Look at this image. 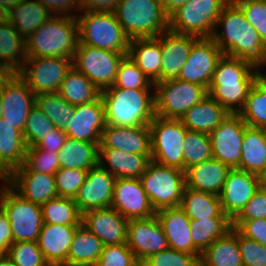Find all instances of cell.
I'll return each instance as SVG.
<instances>
[{
	"mask_svg": "<svg viewBox=\"0 0 266 266\" xmlns=\"http://www.w3.org/2000/svg\"><path fill=\"white\" fill-rule=\"evenodd\" d=\"M220 26L224 31H216ZM211 38L223 55L251 61L260 68L266 63V46L258 31L232 0L223 8Z\"/></svg>",
	"mask_w": 266,
	"mask_h": 266,
	"instance_id": "6da1fadb",
	"label": "cell"
},
{
	"mask_svg": "<svg viewBox=\"0 0 266 266\" xmlns=\"http://www.w3.org/2000/svg\"><path fill=\"white\" fill-rule=\"evenodd\" d=\"M259 69L251 61L222 55L208 86V94L229 113H239L249 89L262 73Z\"/></svg>",
	"mask_w": 266,
	"mask_h": 266,
	"instance_id": "7a4b0ae2",
	"label": "cell"
},
{
	"mask_svg": "<svg viewBox=\"0 0 266 266\" xmlns=\"http://www.w3.org/2000/svg\"><path fill=\"white\" fill-rule=\"evenodd\" d=\"M149 91L116 86L102 90L106 124L122 127L149 125L156 116L154 92L151 95Z\"/></svg>",
	"mask_w": 266,
	"mask_h": 266,
	"instance_id": "3957f363",
	"label": "cell"
},
{
	"mask_svg": "<svg viewBox=\"0 0 266 266\" xmlns=\"http://www.w3.org/2000/svg\"><path fill=\"white\" fill-rule=\"evenodd\" d=\"M77 15L55 14L26 40L27 58L73 59L79 42Z\"/></svg>",
	"mask_w": 266,
	"mask_h": 266,
	"instance_id": "277c9868",
	"label": "cell"
},
{
	"mask_svg": "<svg viewBox=\"0 0 266 266\" xmlns=\"http://www.w3.org/2000/svg\"><path fill=\"white\" fill-rule=\"evenodd\" d=\"M114 13L130 39L158 37L168 29L160 0H120Z\"/></svg>",
	"mask_w": 266,
	"mask_h": 266,
	"instance_id": "5b68a950",
	"label": "cell"
},
{
	"mask_svg": "<svg viewBox=\"0 0 266 266\" xmlns=\"http://www.w3.org/2000/svg\"><path fill=\"white\" fill-rule=\"evenodd\" d=\"M76 18L78 44L128 55L131 39L125 34L114 12H86Z\"/></svg>",
	"mask_w": 266,
	"mask_h": 266,
	"instance_id": "8992f818",
	"label": "cell"
},
{
	"mask_svg": "<svg viewBox=\"0 0 266 266\" xmlns=\"http://www.w3.org/2000/svg\"><path fill=\"white\" fill-rule=\"evenodd\" d=\"M140 180L155 212L181 205L185 171L151 160Z\"/></svg>",
	"mask_w": 266,
	"mask_h": 266,
	"instance_id": "52a82bcc",
	"label": "cell"
},
{
	"mask_svg": "<svg viewBox=\"0 0 266 266\" xmlns=\"http://www.w3.org/2000/svg\"><path fill=\"white\" fill-rule=\"evenodd\" d=\"M230 0H189L168 17V29L198 38L211 37Z\"/></svg>",
	"mask_w": 266,
	"mask_h": 266,
	"instance_id": "ba28073f",
	"label": "cell"
},
{
	"mask_svg": "<svg viewBox=\"0 0 266 266\" xmlns=\"http://www.w3.org/2000/svg\"><path fill=\"white\" fill-rule=\"evenodd\" d=\"M0 207L10 222L14 242H37L43 226L40 205L24 199L7 183L0 189Z\"/></svg>",
	"mask_w": 266,
	"mask_h": 266,
	"instance_id": "9c48e42d",
	"label": "cell"
},
{
	"mask_svg": "<svg viewBox=\"0 0 266 266\" xmlns=\"http://www.w3.org/2000/svg\"><path fill=\"white\" fill-rule=\"evenodd\" d=\"M153 87L155 115L164 118L180 119L208 95L204 86L177 78L156 82Z\"/></svg>",
	"mask_w": 266,
	"mask_h": 266,
	"instance_id": "30bf717a",
	"label": "cell"
},
{
	"mask_svg": "<svg viewBox=\"0 0 266 266\" xmlns=\"http://www.w3.org/2000/svg\"><path fill=\"white\" fill-rule=\"evenodd\" d=\"M151 160L183 170V147L188 131L180 119L155 116L149 124Z\"/></svg>",
	"mask_w": 266,
	"mask_h": 266,
	"instance_id": "8fae6325",
	"label": "cell"
},
{
	"mask_svg": "<svg viewBox=\"0 0 266 266\" xmlns=\"http://www.w3.org/2000/svg\"><path fill=\"white\" fill-rule=\"evenodd\" d=\"M125 56L124 53L78 44L72 66L102 91L114 84L119 64Z\"/></svg>",
	"mask_w": 266,
	"mask_h": 266,
	"instance_id": "7c38bea8",
	"label": "cell"
},
{
	"mask_svg": "<svg viewBox=\"0 0 266 266\" xmlns=\"http://www.w3.org/2000/svg\"><path fill=\"white\" fill-rule=\"evenodd\" d=\"M71 67V58L33 57L26 58L17 74L26 82L28 88L38 95L58 92Z\"/></svg>",
	"mask_w": 266,
	"mask_h": 266,
	"instance_id": "4fadbf2b",
	"label": "cell"
},
{
	"mask_svg": "<svg viewBox=\"0 0 266 266\" xmlns=\"http://www.w3.org/2000/svg\"><path fill=\"white\" fill-rule=\"evenodd\" d=\"M2 118L23 132L30 110L35 105V94L17 73L0 75Z\"/></svg>",
	"mask_w": 266,
	"mask_h": 266,
	"instance_id": "5bb4252c",
	"label": "cell"
},
{
	"mask_svg": "<svg viewBox=\"0 0 266 266\" xmlns=\"http://www.w3.org/2000/svg\"><path fill=\"white\" fill-rule=\"evenodd\" d=\"M247 124L238 113H230L210 134L212 157L231 169L240 165L242 141Z\"/></svg>",
	"mask_w": 266,
	"mask_h": 266,
	"instance_id": "9a60e30c",
	"label": "cell"
},
{
	"mask_svg": "<svg viewBox=\"0 0 266 266\" xmlns=\"http://www.w3.org/2000/svg\"><path fill=\"white\" fill-rule=\"evenodd\" d=\"M222 55V51L211 37L198 38L193 43L177 79L196 83L208 89L217 62Z\"/></svg>",
	"mask_w": 266,
	"mask_h": 266,
	"instance_id": "2e32d148",
	"label": "cell"
},
{
	"mask_svg": "<svg viewBox=\"0 0 266 266\" xmlns=\"http://www.w3.org/2000/svg\"><path fill=\"white\" fill-rule=\"evenodd\" d=\"M127 246L132 250L138 262H143L151 255L169 247L156 215L128 221Z\"/></svg>",
	"mask_w": 266,
	"mask_h": 266,
	"instance_id": "e0dca14e",
	"label": "cell"
},
{
	"mask_svg": "<svg viewBox=\"0 0 266 266\" xmlns=\"http://www.w3.org/2000/svg\"><path fill=\"white\" fill-rule=\"evenodd\" d=\"M261 185V176L237 168L231 169L219 195L223 212L233 220Z\"/></svg>",
	"mask_w": 266,
	"mask_h": 266,
	"instance_id": "ac0fdd59",
	"label": "cell"
},
{
	"mask_svg": "<svg viewBox=\"0 0 266 266\" xmlns=\"http://www.w3.org/2000/svg\"><path fill=\"white\" fill-rule=\"evenodd\" d=\"M128 221L155 216L140 179L117 178L111 206Z\"/></svg>",
	"mask_w": 266,
	"mask_h": 266,
	"instance_id": "d6986e66",
	"label": "cell"
},
{
	"mask_svg": "<svg viewBox=\"0 0 266 266\" xmlns=\"http://www.w3.org/2000/svg\"><path fill=\"white\" fill-rule=\"evenodd\" d=\"M115 177L99 164L88 170L74 202L81 214L93 209L109 208L113 200Z\"/></svg>",
	"mask_w": 266,
	"mask_h": 266,
	"instance_id": "ffe728a7",
	"label": "cell"
},
{
	"mask_svg": "<svg viewBox=\"0 0 266 266\" xmlns=\"http://www.w3.org/2000/svg\"><path fill=\"white\" fill-rule=\"evenodd\" d=\"M64 132L68 138L89 143H100L106 126L105 109L101 96L90 103L75 106Z\"/></svg>",
	"mask_w": 266,
	"mask_h": 266,
	"instance_id": "44dd1931",
	"label": "cell"
},
{
	"mask_svg": "<svg viewBox=\"0 0 266 266\" xmlns=\"http://www.w3.org/2000/svg\"><path fill=\"white\" fill-rule=\"evenodd\" d=\"M128 220L112 207L93 209L82 214L81 224L106 245L127 243Z\"/></svg>",
	"mask_w": 266,
	"mask_h": 266,
	"instance_id": "7402d4cb",
	"label": "cell"
},
{
	"mask_svg": "<svg viewBox=\"0 0 266 266\" xmlns=\"http://www.w3.org/2000/svg\"><path fill=\"white\" fill-rule=\"evenodd\" d=\"M99 149H120L138 155H151L149 125L122 127L106 124L101 134Z\"/></svg>",
	"mask_w": 266,
	"mask_h": 266,
	"instance_id": "603a6c76",
	"label": "cell"
},
{
	"mask_svg": "<svg viewBox=\"0 0 266 266\" xmlns=\"http://www.w3.org/2000/svg\"><path fill=\"white\" fill-rule=\"evenodd\" d=\"M8 184L24 199L42 206L58 196L55 175L31 170H14L8 176Z\"/></svg>",
	"mask_w": 266,
	"mask_h": 266,
	"instance_id": "cb8c5ba5",
	"label": "cell"
},
{
	"mask_svg": "<svg viewBox=\"0 0 266 266\" xmlns=\"http://www.w3.org/2000/svg\"><path fill=\"white\" fill-rule=\"evenodd\" d=\"M79 225L43 223L37 244L50 266H63Z\"/></svg>",
	"mask_w": 266,
	"mask_h": 266,
	"instance_id": "d4e9b609",
	"label": "cell"
},
{
	"mask_svg": "<svg viewBox=\"0 0 266 266\" xmlns=\"http://www.w3.org/2000/svg\"><path fill=\"white\" fill-rule=\"evenodd\" d=\"M155 215L163 228L170 248L194 255H201L193 246L190 235L191 220L180 206L158 210Z\"/></svg>",
	"mask_w": 266,
	"mask_h": 266,
	"instance_id": "484cf974",
	"label": "cell"
},
{
	"mask_svg": "<svg viewBox=\"0 0 266 266\" xmlns=\"http://www.w3.org/2000/svg\"><path fill=\"white\" fill-rule=\"evenodd\" d=\"M197 39L198 37L176 33L169 29L161 33V81L178 77Z\"/></svg>",
	"mask_w": 266,
	"mask_h": 266,
	"instance_id": "4316f807",
	"label": "cell"
},
{
	"mask_svg": "<svg viewBox=\"0 0 266 266\" xmlns=\"http://www.w3.org/2000/svg\"><path fill=\"white\" fill-rule=\"evenodd\" d=\"M230 170L212 157L185 170L186 187L219 196Z\"/></svg>",
	"mask_w": 266,
	"mask_h": 266,
	"instance_id": "83f0119b",
	"label": "cell"
},
{
	"mask_svg": "<svg viewBox=\"0 0 266 266\" xmlns=\"http://www.w3.org/2000/svg\"><path fill=\"white\" fill-rule=\"evenodd\" d=\"M98 161L99 165L116 179H140L151 161V155H138L120 149H99Z\"/></svg>",
	"mask_w": 266,
	"mask_h": 266,
	"instance_id": "f1b7e54d",
	"label": "cell"
},
{
	"mask_svg": "<svg viewBox=\"0 0 266 266\" xmlns=\"http://www.w3.org/2000/svg\"><path fill=\"white\" fill-rule=\"evenodd\" d=\"M128 56L153 84L161 81V34L131 39Z\"/></svg>",
	"mask_w": 266,
	"mask_h": 266,
	"instance_id": "f546056e",
	"label": "cell"
},
{
	"mask_svg": "<svg viewBox=\"0 0 266 266\" xmlns=\"http://www.w3.org/2000/svg\"><path fill=\"white\" fill-rule=\"evenodd\" d=\"M230 113L210 94L193 105L181 118L189 131L210 134Z\"/></svg>",
	"mask_w": 266,
	"mask_h": 266,
	"instance_id": "4dcf8cb0",
	"label": "cell"
},
{
	"mask_svg": "<svg viewBox=\"0 0 266 266\" xmlns=\"http://www.w3.org/2000/svg\"><path fill=\"white\" fill-rule=\"evenodd\" d=\"M26 58V40L9 21L0 24V75L17 73Z\"/></svg>",
	"mask_w": 266,
	"mask_h": 266,
	"instance_id": "1f68e13d",
	"label": "cell"
},
{
	"mask_svg": "<svg viewBox=\"0 0 266 266\" xmlns=\"http://www.w3.org/2000/svg\"><path fill=\"white\" fill-rule=\"evenodd\" d=\"M237 169L263 176L266 173V129L245 127Z\"/></svg>",
	"mask_w": 266,
	"mask_h": 266,
	"instance_id": "d6a6232c",
	"label": "cell"
},
{
	"mask_svg": "<svg viewBox=\"0 0 266 266\" xmlns=\"http://www.w3.org/2000/svg\"><path fill=\"white\" fill-rule=\"evenodd\" d=\"M53 15L38 0H20L9 10L8 21L27 40Z\"/></svg>",
	"mask_w": 266,
	"mask_h": 266,
	"instance_id": "836d02e7",
	"label": "cell"
},
{
	"mask_svg": "<svg viewBox=\"0 0 266 266\" xmlns=\"http://www.w3.org/2000/svg\"><path fill=\"white\" fill-rule=\"evenodd\" d=\"M27 145L22 132L0 119V168L9 176L24 163Z\"/></svg>",
	"mask_w": 266,
	"mask_h": 266,
	"instance_id": "e575fe53",
	"label": "cell"
},
{
	"mask_svg": "<svg viewBox=\"0 0 266 266\" xmlns=\"http://www.w3.org/2000/svg\"><path fill=\"white\" fill-rule=\"evenodd\" d=\"M200 266H244L238 245V230L232 227L206 248L201 253Z\"/></svg>",
	"mask_w": 266,
	"mask_h": 266,
	"instance_id": "d590c367",
	"label": "cell"
},
{
	"mask_svg": "<svg viewBox=\"0 0 266 266\" xmlns=\"http://www.w3.org/2000/svg\"><path fill=\"white\" fill-rule=\"evenodd\" d=\"M103 247L102 241L80 224L70 245L67 262L63 266H95Z\"/></svg>",
	"mask_w": 266,
	"mask_h": 266,
	"instance_id": "8d00e7d4",
	"label": "cell"
},
{
	"mask_svg": "<svg viewBox=\"0 0 266 266\" xmlns=\"http://www.w3.org/2000/svg\"><path fill=\"white\" fill-rule=\"evenodd\" d=\"M180 207L190 220L229 218L222 210L219 196L185 187Z\"/></svg>",
	"mask_w": 266,
	"mask_h": 266,
	"instance_id": "74e56055",
	"label": "cell"
},
{
	"mask_svg": "<svg viewBox=\"0 0 266 266\" xmlns=\"http://www.w3.org/2000/svg\"><path fill=\"white\" fill-rule=\"evenodd\" d=\"M99 144L67 138L57 153L60 168L89 170L99 164Z\"/></svg>",
	"mask_w": 266,
	"mask_h": 266,
	"instance_id": "f35d334b",
	"label": "cell"
},
{
	"mask_svg": "<svg viewBox=\"0 0 266 266\" xmlns=\"http://www.w3.org/2000/svg\"><path fill=\"white\" fill-rule=\"evenodd\" d=\"M58 93L74 106L93 102L101 96V90L73 66L66 73Z\"/></svg>",
	"mask_w": 266,
	"mask_h": 266,
	"instance_id": "ab89813d",
	"label": "cell"
},
{
	"mask_svg": "<svg viewBox=\"0 0 266 266\" xmlns=\"http://www.w3.org/2000/svg\"><path fill=\"white\" fill-rule=\"evenodd\" d=\"M238 114L247 126L266 129V79L262 74L249 89L244 107Z\"/></svg>",
	"mask_w": 266,
	"mask_h": 266,
	"instance_id": "60d3db41",
	"label": "cell"
},
{
	"mask_svg": "<svg viewBox=\"0 0 266 266\" xmlns=\"http://www.w3.org/2000/svg\"><path fill=\"white\" fill-rule=\"evenodd\" d=\"M231 228L232 220L230 218L193 219L190 222L193 246L202 253Z\"/></svg>",
	"mask_w": 266,
	"mask_h": 266,
	"instance_id": "b9f144b4",
	"label": "cell"
},
{
	"mask_svg": "<svg viewBox=\"0 0 266 266\" xmlns=\"http://www.w3.org/2000/svg\"><path fill=\"white\" fill-rule=\"evenodd\" d=\"M35 105L61 130L66 129L75 110V106L68 103L58 92L35 95Z\"/></svg>",
	"mask_w": 266,
	"mask_h": 266,
	"instance_id": "7bdbcfd3",
	"label": "cell"
},
{
	"mask_svg": "<svg viewBox=\"0 0 266 266\" xmlns=\"http://www.w3.org/2000/svg\"><path fill=\"white\" fill-rule=\"evenodd\" d=\"M43 223L80 225L82 214L77 208L74 199L55 197L41 206Z\"/></svg>",
	"mask_w": 266,
	"mask_h": 266,
	"instance_id": "ee69618b",
	"label": "cell"
},
{
	"mask_svg": "<svg viewBox=\"0 0 266 266\" xmlns=\"http://www.w3.org/2000/svg\"><path fill=\"white\" fill-rule=\"evenodd\" d=\"M212 158L209 134L187 131L183 147V171L188 167Z\"/></svg>",
	"mask_w": 266,
	"mask_h": 266,
	"instance_id": "f6af8a7d",
	"label": "cell"
},
{
	"mask_svg": "<svg viewBox=\"0 0 266 266\" xmlns=\"http://www.w3.org/2000/svg\"><path fill=\"white\" fill-rule=\"evenodd\" d=\"M59 169L60 162L57 152H51L32 146L26 149L23 165L15 170H31L55 175Z\"/></svg>",
	"mask_w": 266,
	"mask_h": 266,
	"instance_id": "bcb514c9",
	"label": "cell"
},
{
	"mask_svg": "<svg viewBox=\"0 0 266 266\" xmlns=\"http://www.w3.org/2000/svg\"><path fill=\"white\" fill-rule=\"evenodd\" d=\"M112 86L124 89H150L154 84L126 55L119 64L118 73Z\"/></svg>",
	"mask_w": 266,
	"mask_h": 266,
	"instance_id": "7dc6e473",
	"label": "cell"
},
{
	"mask_svg": "<svg viewBox=\"0 0 266 266\" xmlns=\"http://www.w3.org/2000/svg\"><path fill=\"white\" fill-rule=\"evenodd\" d=\"M48 117L36 106L30 110L23 129V138L27 147L36 146L46 135L54 129Z\"/></svg>",
	"mask_w": 266,
	"mask_h": 266,
	"instance_id": "c3c4849f",
	"label": "cell"
},
{
	"mask_svg": "<svg viewBox=\"0 0 266 266\" xmlns=\"http://www.w3.org/2000/svg\"><path fill=\"white\" fill-rule=\"evenodd\" d=\"M7 256L15 266H50L34 241L13 242Z\"/></svg>",
	"mask_w": 266,
	"mask_h": 266,
	"instance_id": "681fc988",
	"label": "cell"
},
{
	"mask_svg": "<svg viewBox=\"0 0 266 266\" xmlns=\"http://www.w3.org/2000/svg\"><path fill=\"white\" fill-rule=\"evenodd\" d=\"M88 170L60 168L55 173V186L59 197L74 199L83 185Z\"/></svg>",
	"mask_w": 266,
	"mask_h": 266,
	"instance_id": "f907efd6",
	"label": "cell"
},
{
	"mask_svg": "<svg viewBox=\"0 0 266 266\" xmlns=\"http://www.w3.org/2000/svg\"><path fill=\"white\" fill-rule=\"evenodd\" d=\"M201 255L174 250L170 247L151 255L142 263L145 266H200Z\"/></svg>",
	"mask_w": 266,
	"mask_h": 266,
	"instance_id": "816d5d0a",
	"label": "cell"
},
{
	"mask_svg": "<svg viewBox=\"0 0 266 266\" xmlns=\"http://www.w3.org/2000/svg\"><path fill=\"white\" fill-rule=\"evenodd\" d=\"M256 29L266 46V0H232Z\"/></svg>",
	"mask_w": 266,
	"mask_h": 266,
	"instance_id": "f5cc1de1",
	"label": "cell"
},
{
	"mask_svg": "<svg viewBox=\"0 0 266 266\" xmlns=\"http://www.w3.org/2000/svg\"><path fill=\"white\" fill-rule=\"evenodd\" d=\"M138 261L127 243L106 245L95 266H135Z\"/></svg>",
	"mask_w": 266,
	"mask_h": 266,
	"instance_id": "db71d44e",
	"label": "cell"
},
{
	"mask_svg": "<svg viewBox=\"0 0 266 266\" xmlns=\"http://www.w3.org/2000/svg\"><path fill=\"white\" fill-rule=\"evenodd\" d=\"M238 245L244 266H266V246L238 231Z\"/></svg>",
	"mask_w": 266,
	"mask_h": 266,
	"instance_id": "11a10c76",
	"label": "cell"
},
{
	"mask_svg": "<svg viewBox=\"0 0 266 266\" xmlns=\"http://www.w3.org/2000/svg\"><path fill=\"white\" fill-rule=\"evenodd\" d=\"M266 219V186L254 193L250 201L233 220Z\"/></svg>",
	"mask_w": 266,
	"mask_h": 266,
	"instance_id": "9f6ffc18",
	"label": "cell"
},
{
	"mask_svg": "<svg viewBox=\"0 0 266 266\" xmlns=\"http://www.w3.org/2000/svg\"><path fill=\"white\" fill-rule=\"evenodd\" d=\"M232 227L243 236L266 246V219L232 220Z\"/></svg>",
	"mask_w": 266,
	"mask_h": 266,
	"instance_id": "6f0895ef",
	"label": "cell"
},
{
	"mask_svg": "<svg viewBox=\"0 0 266 266\" xmlns=\"http://www.w3.org/2000/svg\"><path fill=\"white\" fill-rule=\"evenodd\" d=\"M68 136L60 128L54 127L52 132L48 133L45 139L41 140L35 147L51 152H59L67 140Z\"/></svg>",
	"mask_w": 266,
	"mask_h": 266,
	"instance_id": "680465c9",
	"label": "cell"
},
{
	"mask_svg": "<svg viewBox=\"0 0 266 266\" xmlns=\"http://www.w3.org/2000/svg\"><path fill=\"white\" fill-rule=\"evenodd\" d=\"M13 242L10 222L6 213L0 207V256L8 254L9 247Z\"/></svg>",
	"mask_w": 266,
	"mask_h": 266,
	"instance_id": "91938a15",
	"label": "cell"
},
{
	"mask_svg": "<svg viewBox=\"0 0 266 266\" xmlns=\"http://www.w3.org/2000/svg\"><path fill=\"white\" fill-rule=\"evenodd\" d=\"M43 6H45L52 14L57 15H70L68 12L72 8H78L80 10V0H38Z\"/></svg>",
	"mask_w": 266,
	"mask_h": 266,
	"instance_id": "94428289",
	"label": "cell"
},
{
	"mask_svg": "<svg viewBox=\"0 0 266 266\" xmlns=\"http://www.w3.org/2000/svg\"><path fill=\"white\" fill-rule=\"evenodd\" d=\"M120 0H80V10L86 12H114Z\"/></svg>",
	"mask_w": 266,
	"mask_h": 266,
	"instance_id": "6125c7cd",
	"label": "cell"
},
{
	"mask_svg": "<svg viewBox=\"0 0 266 266\" xmlns=\"http://www.w3.org/2000/svg\"><path fill=\"white\" fill-rule=\"evenodd\" d=\"M189 0H160L161 6L165 14L169 17L179 7L186 4Z\"/></svg>",
	"mask_w": 266,
	"mask_h": 266,
	"instance_id": "be15d7a7",
	"label": "cell"
},
{
	"mask_svg": "<svg viewBox=\"0 0 266 266\" xmlns=\"http://www.w3.org/2000/svg\"><path fill=\"white\" fill-rule=\"evenodd\" d=\"M20 0H0V6L4 7L7 11H9L12 7H14Z\"/></svg>",
	"mask_w": 266,
	"mask_h": 266,
	"instance_id": "e7e4bbea",
	"label": "cell"
},
{
	"mask_svg": "<svg viewBox=\"0 0 266 266\" xmlns=\"http://www.w3.org/2000/svg\"><path fill=\"white\" fill-rule=\"evenodd\" d=\"M0 266H15L12 260L7 256H0Z\"/></svg>",
	"mask_w": 266,
	"mask_h": 266,
	"instance_id": "03108f58",
	"label": "cell"
},
{
	"mask_svg": "<svg viewBox=\"0 0 266 266\" xmlns=\"http://www.w3.org/2000/svg\"><path fill=\"white\" fill-rule=\"evenodd\" d=\"M8 13L9 11L0 6V24L8 21Z\"/></svg>",
	"mask_w": 266,
	"mask_h": 266,
	"instance_id": "003e7915",
	"label": "cell"
},
{
	"mask_svg": "<svg viewBox=\"0 0 266 266\" xmlns=\"http://www.w3.org/2000/svg\"><path fill=\"white\" fill-rule=\"evenodd\" d=\"M0 180L4 181V183H8V175L6 173H0Z\"/></svg>",
	"mask_w": 266,
	"mask_h": 266,
	"instance_id": "a7ac6f4b",
	"label": "cell"
},
{
	"mask_svg": "<svg viewBox=\"0 0 266 266\" xmlns=\"http://www.w3.org/2000/svg\"><path fill=\"white\" fill-rule=\"evenodd\" d=\"M262 185L266 186V173L262 176Z\"/></svg>",
	"mask_w": 266,
	"mask_h": 266,
	"instance_id": "89a4df30",
	"label": "cell"
},
{
	"mask_svg": "<svg viewBox=\"0 0 266 266\" xmlns=\"http://www.w3.org/2000/svg\"><path fill=\"white\" fill-rule=\"evenodd\" d=\"M2 111H3V107H2V102H1V100H0V119H1V117H2Z\"/></svg>",
	"mask_w": 266,
	"mask_h": 266,
	"instance_id": "2644e50d",
	"label": "cell"
},
{
	"mask_svg": "<svg viewBox=\"0 0 266 266\" xmlns=\"http://www.w3.org/2000/svg\"><path fill=\"white\" fill-rule=\"evenodd\" d=\"M135 266H145L142 262H138Z\"/></svg>",
	"mask_w": 266,
	"mask_h": 266,
	"instance_id": "8c879c8a",
	"label": "cell"
},
{
	"mask_svg": "<svg viewBox=\"0 0 266 266\" xmlns=\"http://www.w3.org/2000/svg\"><path fill=\"white\" fill-rule=\"evenodd\" d=\"M262 74V76L266 79V75L264 74V73H261Z\"/></svg>",
	"mask_w": 266,
	"mask_h": 266,
	"instance_id": "753ad0ef",
	"label": "cell"
}]
</instances>
